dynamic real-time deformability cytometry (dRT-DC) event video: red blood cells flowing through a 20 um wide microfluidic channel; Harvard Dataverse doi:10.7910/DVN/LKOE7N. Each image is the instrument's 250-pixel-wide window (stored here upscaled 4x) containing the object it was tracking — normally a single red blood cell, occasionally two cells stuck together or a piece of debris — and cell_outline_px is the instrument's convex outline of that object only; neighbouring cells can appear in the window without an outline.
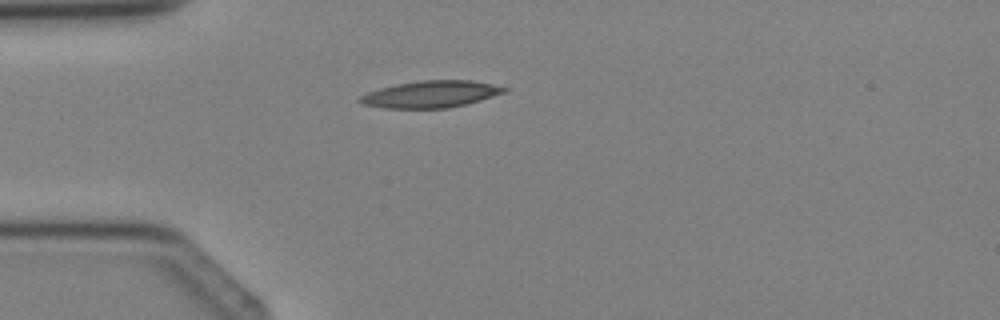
{"species": "Egyptian fruit bat (a non-hibernating species)", "species_latin": "Rousettus aegyptiacus", "temperature_condition": "cold", "stored_images_in_passage": 1, "camera_frame_rate_fps": 3000, "um_per_image_px": 0.085, "animal": {"sex": "female"}, "frame": {"image": 1, "passage_image": 1, "time_ms": 0.0, "image_size_px": [1000, 320], "cell_outline_px": [[508, 88], [504, 92], [480, 100], [448, 108], [384, 108], [364, 104], [356, 100], [360, 96], [368, 92], [380, 88], [396, 84], [420, 80], [472, 80], [492, 84]], "centroid_in_image_um": [36.58, 8.0], "position_along_channel_um": 48.4, "area_um2": 22.37}}